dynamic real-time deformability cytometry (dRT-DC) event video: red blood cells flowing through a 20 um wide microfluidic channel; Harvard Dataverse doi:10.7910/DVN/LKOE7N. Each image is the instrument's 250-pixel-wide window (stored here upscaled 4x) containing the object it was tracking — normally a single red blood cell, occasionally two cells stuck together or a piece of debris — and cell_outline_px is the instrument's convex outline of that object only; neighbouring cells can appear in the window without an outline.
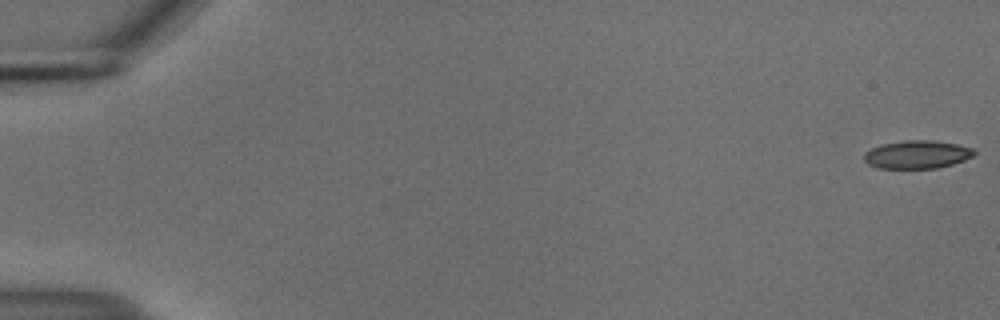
{"species": "common noctule bat (a hibernating species)", "species_latin": "Nyctalus noctula", "temperature_condition": "cold", "stored_images_in_passage": 27, "camera_frame_rate_fps": 3000, "um_per_image_px": 0.085, "animal": {"sex": "male", "body_mass_g": 18.8}, "frame": {"image": 1, "passage_image": 1, "time_ms": 0.0, "image_size_px": [1000, 320], "cell_outline_px": [[976, 152], [972, 156], [964, 160], [952, 164], [936, 168], [876, 168], [868, 164], [864, 160], [864, 152], [880, 144], [904, 140], [932, 140], [956, 144], [976, 148]], "centroid_in_image_um": [77.94, 13.12], "position_along_channel_um": 7.1, "area_um2": 18.15}}
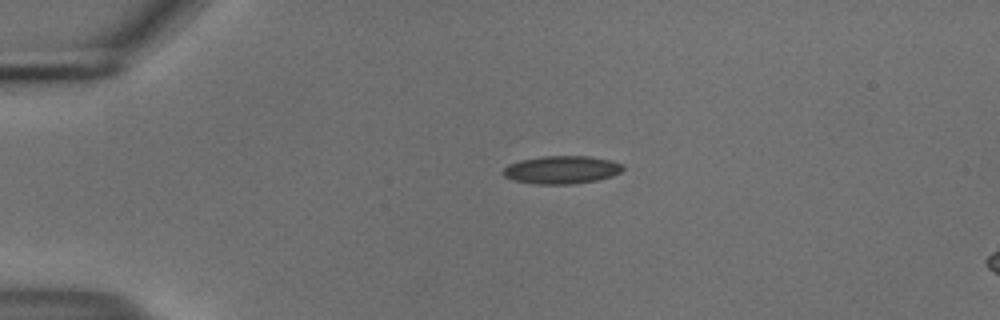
{"frame": {"image": 2, "passage_image": 13, "time_ms": 4.0, "image_size_px": [1000, 320], "cell_outline_px": [[624, 168], [620, 172], [612, 176], [596, 180], [572, 184], [532, 184], [512, 180], [504, 176], [500, 172], [508, 164], [520, 160], [544, 156], [588, 156], [612, 160], [624, 164]], "centroid_in_image_um": [47.72, 14.43], "position_along_channel_um": 37.3, "area_um2": 19.71}}